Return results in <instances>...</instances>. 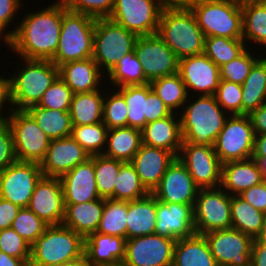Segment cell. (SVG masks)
I'll list each match as a JSON object with an SVG mask.
<instances>
[{"label":"cell","instance_id":"cell-1","mask_svg":"<svg viewBox=\"0 0 266 266\" xmlns=\"http://www.w3.org/2000/svg\"><path fill=\"white\" fill-rule=\"evenodd\" d=\"M25 14L14 30L9 26L7 42L2 45L20 59L51 60L59 43L62 4L56 0L47 8Z\"/></svg>","mask_w":266,"mask_h":266},{"label":"cell","instance_id":"cell-2","mask_svg":"<svg viewBox=\"0 0 266 266\" xmlns=\"http://www.w3.org/2000/svg\"><path fill=\"white\" fill-rule=\"evenodd\" d=\"M192 98L196 100H192ZM179 114L182 142L207 146L214 145L230 116L217 103L215 95H196L194 97L192 94Z\"/></svg>","mask_w":266,"mask_h":266},{"label":"cell","instance_id":"cell-3","mask_svg":"<svg viewBox=\"0 0 266 266\" xmlns=\"http://www.w3.org/2000/svg\"><path fill=\"white\" fill-rule=\"evenodd\" d=\"M8 78L11 110H26L37 105L44 92L59 77V68L51 60L25 59ZM21 66V67H20ZM20 67V68H19Z\"/></svg>","mask_w":266,"mask_h":266},{"label":"cell","instance_id":"cell-4","mask_svg":"<svg viewBox=\"0 0 266 266\" xmlns=\"http://www.w3.org/2000/svg\"><path fill=\"white\" fill-rule=\"evenodd\" d=\"M85 238L65 225H48L31 245L29 266H57L84 257Z\"/></svg>","mask_w":266,"mask_h":266},{"label":"cell","instance_id":"cell-5","mask_svg":"<svg viewBox=\"0 0 266 266\" xmlns=\"http://www.w3.org/2000/svg\"><path fill=\"white\" fill-rule=\"evenodd\" d=\"M157 35L178 59L204 53L205 36L190 8L162 10Z\"/></svg>","mask_w":266,"mask_h":266},{"label":"cell","instance_id":"cell-6","mask_svg":"<svg viewBox=\"0 0 266 266\" xmlns=\"http://www.w3.org/2000/svg\"><path fill=\"white\" fill-rule=\"evenodd\" d=\"M96 18L67 10L62 5V23L57 51L51 61L60 66L92 57Z\"/></svg>","mask_w":266,"mask_h":266},{"label":"cell","instance_id":"cell-7","mask_svg":"<svg viewBox=\"0 0 266 266\" xmlns=\"http://www.w3.org/2000/svg\"><path fill=\"white\" fill-rule=\"evenodd\" d=\"M189 8L205 37L242 39L241 0H191Z\"/></svg>","mask_w":266,"mask_h":266},{"label":"cell","instance_id":"cell-8","mask_svg":"<svg viewBox=\"0 0 266 266\" xmlns=\"http://www.w3.org/2000/svg\"><path fill=\"white\" fill-rule=\"evenodd\" d=\"M137 35L109 18H97L92 58L105 76L125 55L134 51Z\"/></svg>","mask_w":266,"mask_h":266},{"label":"cell","instance_id":"cell-9","mask_svg":"<svg viewBox=\"0 0 266 266\" xmlns=\"http://www.w3.org/2000/svg\"><path fill=\"white\" fill-rule=\"evenodd\" d=\"M231 199L221 187L199 189L193 206L195 233L232 228Z\"/></svg>","mask_w":266,"mask_h":266},{"label":"cell","instance_id":"cell-10","mask_svg":"<svg viewBox=\"0 0 266 266\" xmlns=\"http://www.w3.org/2000/svg\"><path fill=\"white\" fill-rule=\"evenodd\" d=\"M255 132L249 115H230L214 142V151L224 164L252 158Z\"/></svg>","mask_w":266,"mask_h":266},{"label":"cell","instance_id":"cell-11","mask_svg":"<svg viewBox=\"0 0 266 266\" xmlns=\"http://www.w3.org/2000/svg\"><path fill=\"white\" fill-rule=\"evenodd\" d=\"M7 122L13 132L17 161L40 164L51 139L25 110H10Z\"/></svg>","mask_w":266,"mask_h":266},{"label":"cell","instance_id":"cell-12","mask_svg":"<svg viewBox=\"0 0 266 266\" xmlns=\"http://www.w3.org/2000/svg\"><path fill=\"white\" fill-rule=\"evenodd\" d=\"M177 158L200 189L220 187L222 163L213 146L182 142Z\"/></svg>","mask_w":266,"mask_h":266},{"label":"cell","instance_id":"cell-13","mask_svg":"<svg viewBox=\"0 0 266 266\" xmlns=\"http://www.w3.org/2000/svg\"><path fill=\"white\" fill-rule=\"evenodd\" d=\"M43 177L40 164L16 161L0 171V198L28 207L36 184Z\"/></svg>","mask_w":266,"mask_h":266},{"label":"cell","instance_id":"cell-14","mask_svg":"<svg viewBox=\"0 0 266 266\" xmlns=\"http://www.w3.org/2000/svg\"><path fill=\"white\" fill-rule=\"evenodd\" d=\"M161 9L154 0H115L109 16L137 36L156 34Z\"/></svg>","mask_w":266,"mask_h":266},{"label":"cell","instance_id":"cell-15","mask_svg":"<svg viewBox=\"0 0 266 266\" xmlns=\"http://www.w3.org/2000/svg\"><path fill=\"white\" fill-rule=\"evenodd\" d=\"M134 51L142 63L144 76L149 83L178 73L179 59L157 33L138 36Z\"/></svg>","mask_w":266,"mask_h":266},{"label":"cell","instance_id":"cell-16","mask_svg":"<svg viewBox=\"0 0 266 266\" xmlns=\"http://www.w3.org/2000/svg\"><path fill=\"white\" fill-rule=\"evenodd\" d=\"M218 266H250L253 239L229 228L204 234Z\"/></svg>","mask_w":266,"mask_h":266},{"label":"cell","instance_id":"cell-17","mask_svg":"<svg viewBox=\"0 0 266 266\" xmlns=\"http://www.w3.org/2000/svg\"><path fill=\"white\" fill-rule=\"evenodd\" d=\"M176 240L157 234L126 239L123 262L129 266H172Z\"/></svg>","mask_w":266,"mask_h":266},{"label":"cell","instance_id":"cell-18","mask_svg":"<svg viewBox=\"0 0 266 266\" xmlns=\"http://www.w3.org/2000/svg\"><path fill=\"white\" fill-rule=\"evenodd\" d=\"M178 73L189 95H215L221 81L219 67L204 53L179 59Z\"/></svg>","mask_w":266,"mask_h":266},{"label":"cell","instance_id":"cell-19","mask_svg":"<svg viewBox=\"0 0 266 266\" xmlns=\"http://www.w3.org/2000/svg\"><path fill=\"white\" fill-rule=\"evenodd\" d=\"M199 189L187 168L176 158L152 194L163 203L191 204L194 206Z\"/></svg>","mask_w":266,"mask_h":266},{"label":"cell","instance_id":"cell-20","mask_svg":"<svg viewBox=\"0 0 266 266\" xmlns=\"http://www.w3.org/2000/svg\"><path fill=\"white\" fill-rule=\"evenodd\" d=\"M28 208L47 225L62 224L65 204L60 179L43 176L36 184Z\"/></svg>","mask_w":266,"mask_h":266},{"label":"cell","instance_id":"cell-21","mask_svg":"<svg viewBox=\"0 0 266 266\" xmlns=\"http://www.w3.org/2000/svg\"><path fill=\"white\" fill-rule=\"evenodd\" d=\"M90 157L91 155L71 136L53 139L40 168L44 177L60 178Z\"/></svg>","mask_w":266,"mask_h":266},{"label":"cell","instance_id":"cell-22","mask_svg":"<svg viewBox=\"0 0 266 266\" xmlns=\"http://www.w3.org/2000/svg\"><path fill=\"white\" fill-rule=\"evenodd\" d=\"M155 234L170 239H182L195 234L191 204L163 203L157 200Z\"/></svg>","mask_w":266,"mask_h":266},{"label":"cell","instance_id":"cell-23","mask_svg":"<svg viewBox=\"0 0 266 266\" xmlns=\"http://www.w3.org/2000/svg\"><path fill=\"white\" fill-rule=\"evenodd\" d=\"M64 204H78L99 199L94 170V155L59 178Z\"/></svg>","mask_w":266,"mask_h":266},{"label":"cell","instance_id":"cell-24","mask_svg":"<svg viewBox=\"0 0 266 266\" xmlns=\"http://www.w3.org/2000/svg\"><path fill=\"white\" fill-rule=\"evenodd\" d=\"M176 158L177 156L168 150L141 144L130 163L140 177L141 183L152 193Z\"/></svg>","mask_w":266,"mask_h":266},{"label":"cell","instance_id":"cell-25","mask_svg":"<svg viewBox=\"0 0 266 266\" xmlns=\"http://www.w3.org/2000/svg\"><path fill=\"white\" fill-rule=\"evenodd\" d=\"M126 238L91 233L85 238L84 257L90 266H109L123 262Z\"/></svg>","mask_w":266,"mask_h":266},{"label":"cell","instance_id":"cell-26","mask_svg":"<svg viewBox=\"0 0 266 266\" xmlns=\"http://www.w3.org/2000/svg\"><path fill=\"white\" fill-rule=\"evenodd\" d=\"M58 68L59 77L71 88L74 94L92 92L104 86L101 82L106 76L92 57L68 62Z\"/></svg>","mask_w":266,"mask_h":266},{"label":"cell","instance_id":"cell-27","mask_svg":"<svg viewBox=\"0 0 266 266\" xmlns=\"http://www.w3.org/2000/svg\"><path fill=\"white\" fill-rule=\"evenodd\" d=\"M142 144L168 150L178 156L182 146L180 116H170L147 123L141 130Z\"/></svg>","mask_w":266,"mask_h":266},{"label":"cell","instance_id":"cell-28","mask_svg":"<svg viewBox=\"0 0 266 266\" xmlns=\"http://www.w3.org/2000/svg\"><path fill=\"white\" fill-rule=\"evenodd\" d=\"M264 176L253 158L222 164L221 184L231 196L264 182Z\"/></svg>","mask_w":266,"mask_h":266},{"label":"cell","instance_id":"cell-29","mask_svg":"<svg viewBox=\"0 0 266 266\" xmlns=\"http://www.w3.org/2000/svg\"><path fill=\"white\" fill-rule=\"evenodd\" d=\"M104 204L105 199L102 198L78 204H65L62 224L86 238L97 231Z\"/></svg>","mask_w":266,"mask_h":266},{"label":"cell","instance_id":"cell-30","mask_svg":"<svg viewBox=\"0 0 266 266\" xmlns=\"http://www.w3.org/2000/svg\"><path fill=\"white\" fill-rule=\"evenodd\" d=\"M157 199L152 193L128 201L127 239L155 234Z\"/></svg>","mask_w":266,"mask_h":266},{"label":"cell","instance_id":"cell-31","mask_svg":"<svg viewBox=\"0 0 266 266\" xmlns=\"http://www.w3.org/2000/svg\"><path fill=\"white\" fill-rule=\"evenodd\" d=\"M172 266H218L202 234L177 239Z\"/></svg>","mask_w":266,"mask_h":266},{"label":"cell","instance_id":"cell-32","mask_svg":"<svg viewBox=\"0 0 266 266\" xmlns=\"http://www.w3.org/2000/svg\"><path fill=\"white\" fill-rule=\"evenodd\" d=\"M241 10L242 39L246 42L247 47L252 43L254 49H257L255 44L266 48V0H241Z\"/></svg>","mask_w":266,"mask_h":266},{"label":"cell","instance_id":"cell-33","mask_svg":"<svg viewBox=\"0 0 266 266\" xmlns=\"http://www.w3.org/2000/svg\"><path fill=\"white\" fill-rule=\"evenodd\" d=\"M142 144L141 130L132 127L108 129L104 156L130 162Z\"/></svg>","mask_w":266,"mask_h":266},{"label":"cell","instance_id":"cell-34","mask_svg":"<svg viewBox=\"0 0 266 266\" xmlns=\"http://www.w3.org/2000/svg\"><path fill=\"white\" fill-rule=\"evenodd\" d=\"M102 88L104 86L99 90L73 95L69 111L72 125H91L102 122L105 97V90Z\"/></svg>","mask_w":266,"mask_h":266},{"label":"cell","instance_id":"cell-35","mask_svg":"<svg viewBox=\"0 0 266 266\" xmlns=\"http://www.w3.org/2000/svg\"><path fill=\"white\" fill-rule=\"evenodd\" d=\"M266 103V62L261 57L242 84V115H250Z\"/></svg>","mask_w":266,"mask_h":266},{"label":"cell","instance_id":"cell-36","mask_svg":"<svg viewBox=\"0 0 266 266\" xmlns=\"http://www.w3.org/2000/svg\"><path fill=\"white\" fill-rule=\"evenodd\" d=\"M51 139L71 136L72 123L69 111L41 108L33 105L25 110Z\"/></svg>","mask_w":266,"mask_h":266},{"label":"cell","instance_id":"cell-37","mask_svg":"<svg viewBox=\"0 0 266 266\" xmlns=\"http://www.w3.org/2000/svg\"><path fill=\"white\" fill-rule=\"evenodd\" d=\"M266 214L255 209L248 202L239 196H232L231 199V220L232 228L245 233L253 240L259 235Z\"/></svg>","mask_w":266,"mask_h":266},{"label":"cell","instance_id":"cell-38","mask_svg":"<svg viewBox=\"0 0 266 266\" xmlns=\"http://www.w3.org/2000/svg\"><path fill=\"white\" fill-rule=\"evenodd\" d=\"M149 84L172 113L181 112L189 93L179 73L160 77Z\"/></svg>","mask_w":266,"mask_h":266},{"label":"cell","instance_id":"cell-39","mask_svg":"<svg viewBox=\"0 0 266 266\" xmlns=\"http://www.w3.org/2000/svg\"><path fill=\"white\" fill-rule=\"evenodd\" d=\"M106 78L112 83V88L149 83L144 76L142 63L135 54V51L123 56L106 75Z\"/></svg>","mask_w":266,"mask_h":266},{"label":"cell","instance_id":"cell-40","mask_svg":"<svg viewBox=\"0 0 266 266\" xmlns=\"http://www.w3.org/2000/svg\"><path fill=\"white\" fill-rule=\"evenodd\" d=\"M127 211V201L105 199L102 218L96 232L127 239Z\"/></svg>","mask_w":266,"mask_h":266},{"label":"cell","instance_id":"cell-41","mask_svg":"<svg viewBox=\"0 0 266 266\" xmlns=\"http://www.w3.org/2000/svg\"><path fill=\"white\" fill-rule=\"evenodd\" d=\"M127 104V127L142 130L147 124V84L116 88Z\"/></svg>","mask_w":266,"mask_h":266},{"label":"cell","instance_id":"cell-42","mask_svg":"<svg viewBox=\"0 0 266 266\" xmlns=\"http://www.w3.org/2000/svg\"><path fill=\"white\" fill-rule=\"evenodd\" d=\"M247 49L243 39L220 36L205 37L204 54L218 67L230 62Z\"/></svg>","mask_w":266,"mask_h":266},{"label":"cell","instance_id":"cell-43","mask_svg":"<svg viewBox=\"0 0 266 266\" xmlns=\"http://www.w3.org/2000/svg\"><path fill=\"white\" fill-rule=\"evenodd\" d=\"M123 161L94 155V170L97 191L102 199H114V185Z\"/></svg>","mask_w":266,"mask_h":266},{"label":"cell","instance_id":"cell-44","mask_svg":"<svg viewBox=\"0 0 266 266\" xmlns=\"http://www.w3.org/2000/svg\"><path fill=\"white\" fill-rule=\"evenodd\" d=\"M150 192L141 183L130 162L121 165L120 172L114 185V199L122 201H134L147 196Z\"/></svg>","mask_w":266,"mask_h":266},{"label":"cell","instance_id":"cell-45","mask_svg":"<svg viewBox=\"0 0 266 266\" xmlns=\"http://www.w3.org/2000/svg\"><path fill=\"white\" fill-rule=\"evenodd\" d=\"M107 131L108 128L103 122L91 125H72L71 137L91 156L100 155L103 154L106 146Z\"/></svg>","mask_w":266,"mask_h":266},{"label":"cell","instance_id":"cell-46","mask_svg":"<svg viewBox=\"0 0 266 266\" xmlns=\"http://www.w3.org/2000/svg\"><path fill=\"white\" fill-rule=\"evenodd\" d=\"M112 89L114 90L109 89L111 94L107 91L105 93L102 122L108 129L127 127L128 110L126 101L124 96L116 88Z\"/></svg>","mask_w":266,"mask_h":266},{"label":"cell","instance_id":"cell-47","mask_svg":"<svg viewBox=\"0 0 266 266\" xmlns=\"http://www.w3.org/2000/svg\"><path fill=\"white\" fill-rule=\"evenodd\" d=\"M47 226L41 218L25 207L20 208L11 228L29 245H32L44 233Z\"/></svg>","mask_w":266,"mask_h":266},{"label":"cell","instance_id":"cell-48","mask_svg":"<svg viewBox=\"0 0 266 266\" xmlns=\"http://www.w3.org/2000/svg\"><path fill=\"white\" fill-rule=\"evenodd\" d=\"M252 53V54H251ZM249 47L241 55L219 67L221 80L243 84L253 65L262 57L254 56Z\"/></svg>","mask_w":266,"mask_h":266},{"label":"cell","instance_id":"cell-49","mask_svg":"<svg viewBox=\"0 0 266 266\" xmlns=\"http://www.w3.org/2000/svg\"><path fill=\"white\" fill-rule=\"evenodd\" d=\"M73 95L71 88L58 77L44 92L37 106L46 109L70 111Z\"/></svg>","mask_w":266,"mask_h":266},{"label":"cell","instance_id":"cell-50","mask_svg":"<svg viewBox=\"0 0 266 266\" xmlns=\"http://www.w3.org/2000/svg\"><path fill=\"white\" fill-rule=\"evenodd\" d=\"M217 103L229 115H242V85L221 80L215 93Z\"/></svg>","mask_w":266,"mask_h":266},{"label":"cell","instance_id":"cell-51","mask_svg":"<svg viewBox=\"0 0 266 266\" xmlns=\"http://www.w3.org/2000/svg\"><path fill=\"white\" fill-rule=\"evenodd\" d=\"M115 0H58L67 10L94 18H109Z\"/></svg>","mask_w":266,"mask_h":266},{"label":"cell","instance_id":"cell-52","mask_svg":"<svg viewBox=\"0 0 266 266\" xmlns=\"http://www.w3.org/2000/svg\"><path fill=\"white\" fill-rule=\"evenodd\" d=\"M0 251L15 258L23 259L29 265L31 245L21 238L12 228L0 230Z\"/></svg>","mask_w":266,"mask_h":266},{"label":"cell","instance_id":"cell-53","mask_svg":"<svg viewBox=\"0 0 266 266\" xmlns=\"http://www.w3.org/2000/svg\"><path fill=\"white\" fill-rule=\"evenodd\" d=\"M16 161L13 132L6 121L0 124V171Z\"/></svg>","mask_w":266,"mask_h":266},{"label":"cell","instance_id":"cell-54","mask_svg":"<svg viewBox=\"0 0 266 266\" xmlns=\"http://www.w3.org/2000/svg\"><path fill=\"white\" fill-rule=\"evenodd\" d=\"M24 5L21 0H0V41L4 40V43L7 42V30L9 25H11L18 17L19 10L23 9ZM12 22V23H11Z\"/></svg>","mask_w":266,"mask_h":266},{"label":"cell","instance_id":"cell-55","mask_svg":"<svg viewBox=\"0 0 266 266\" xmlns=\"http://www.w3.org/2000/svg\"><path fill=\"white\" fill-rule=\"evenodd\" d=\"M172 112L147 84V123L170 116Z\"/></svg>","mask_w":266,"mask_h":266},{"label":"cell","instance_id":"cell-56","mask_svg":"<svg viewBox=\"0 0 266 266\" xmlns=\"http://www.w3.org/2000/svg\"><path fill=\"white\" fill-rule=\"evenodd\" d=\"M255 209L266 214V181L246 189L238 195Z\"/></svg>","mask_w":266,"mask_h":266},{"label":"cell","instance_id":"cell-57","mask_svg":"<svg viewBox=\"0 0 266 266\" xmlns=\"http://www.w3.org/2000/svg\"><path fill=\"white\" fill-rule=\"evenodd\" d=\"M20 207L12 202L0 198V230L11 228L13 220L16 218Z\"/></svg>","mask_w":266,"mask_h":266},{"label":"cell","instance_id":"cell-58","mask_svg":"<svg viewBox=\"0 0 266 266\" xmlns=\"http://www.w3.org/2000/svg\"><path fill=\"white\" fill-rule=\"evenodd\" d=\"M1 73V72H0ZM5 77V75L0 74V124L7 121L9 115H10V99H9V87H8V77ZM5 104L7 105L9 111L5 114ZM3 108V109H2ZM4 111V114H3ZM6 115V116H5Z\"/></svg>","mask_w":266,"mask_h":266},{"label":"cell","instance_id":"cell-59","mask_svg":"<svg viewBox=\"0 0 266 266\" xmlns=\"http://www.w3.org/2000/svg\"><path fill=\"white\" fill-rule=\"evenodd\" d=\"M255 134H266V103L250 115Z\"/></svg>","mask_w":266,"mask_h":266},{"label":"cell","instance_id":"cell-60","mask_svg":"<svg viewBox=\"0 0 266 266\" xmlns=\"http://www.w3.org/2000/svg\"><path fill=\"white\" fill-rule=\"evenodd\" d=\"M250 266H266V245L255 239L251 246Z\"/></svg>","mask_w":266,"mask_h":266},{"label":"cell","instance_id":"cell-61","mask_svg":"<svg viewBox=\"0 0 266 266\" xmlns=\"http://www.w3.org/2000/svg\"><path fill=\"white\" fill-rule=\"evenodd\" d=\"M161 10L187 9L191 0H154Z\"/></svg>","mask_w":266,"mask_h":266},{"label":"cell","instance_id":"cell-62","mask_svg":"<svg viewBox=\"0 0 266 266\" xmlns=\"http://www.w3.org/2000/svg\"><path fill=\"white\" fill-rule=\"evenodd\" d=\"M252 156H266V134H255Z\"/></svg>","mask_w":266,"mask_h":266},{"label":"cell","instance_id":"cell-63","mask_svg":"<svg viewBox=\"0 0 266 266\" xmlns=\"http://www.w3.org/2000/svg\"><path fill=\"white\" fill-rule=\"evenodd\" d=\"M0 266H29L23 259H18L0 251Z\"/></svg>","mask_w":266,"mask_h":266},{"label":"cell","instance_id":"cell-64","mask_svg":"<svg viewBox=\"0 0 266 266\" xmlns=\"http://www.w3.org/2000/svg\"><path fill=\"white\" fill-rule=\"evenodd\" d=\"M252 158L256 161L266 181V156H252Z\"/></svg>","mask_w":266,"mask_h":266},{"label":"cell","instance_id":"cell-65","mask_svg":"<svg viewBox=\"0 0 266 266\" xmlns=\"http://www.w3.org/2000/svg\"><path fill=\"white\" fill-rule=\"evenodd\" d=\"M57 266H90V265L87 263L86 258L83 257V258H80L78 260L59 264Z\"/></svg>","mask_w":266,"mask_h":266},{"label":"cell","instance_id":"cell-66","mask_svg":"<svg viewBox=\"0 0 266 266\" xmlns=\"http://www.w3.org/2000/svg\"><path fill=\"white\" fill-rule=\"evenodd\" d=\"M256 241H258L261 244H265L266 245V216L263 222V226L262 229L259 233V235L257 236V238L255 239Z\"/></svg>","mask_w":266,"mask_h":266},{"label":"cell","instance_id":"cell-67","mask_svg":"<svg viewBox=\"0 0 266 266\" xmlns=\"http://www.w3.org/2000/svg\"><path fill=\"white\" fill-rule=\"evenodd\" d=\"M109 266H129V265L125 264L124 262H119V263L109 265Z\"/></svg>","mask_w":266,"mask_h":266},{"label":"cell","instance_id":"cell-68","mask_svg":"<svg viewBox=\"0 0 266 266\" xmlns=\"http://www.w3.org/2000/svg\"><path fill=\"white\" fill-rule=\"evenodd\" d=\"M262 56H263L262 58H263V59L265 60V62H266V57H265L263 54H262Z\"/></svg>","mask_w":266,"mask_h":266}]
</instances>
